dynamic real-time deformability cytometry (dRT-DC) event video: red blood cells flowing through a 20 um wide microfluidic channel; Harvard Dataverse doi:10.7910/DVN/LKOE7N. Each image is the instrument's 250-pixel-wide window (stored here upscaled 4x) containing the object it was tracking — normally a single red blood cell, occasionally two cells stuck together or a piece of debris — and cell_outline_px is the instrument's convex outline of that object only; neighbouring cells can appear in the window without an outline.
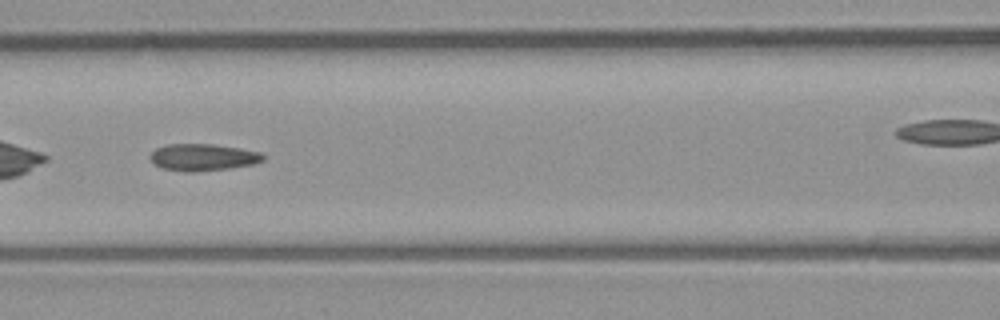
{"species": "common noctule bat (a hibernating species)", "species_latin": "Nyctalus noctula", "temperature_condition": "room temperature", "stored_images_in_passage": 52, "camera_frame_rate_fps": 3000, "um_per_image_px": 0.085, "animal": {"sex": "male", "body_mass_g": 23.1, "forearm_length_mm": 52.7}, "frame": {"image": 1, "passage_image": 22, "time_ms": 7.0, "image_size_px": [1000, 320], "cell_outline_px": [[268, 156], [264, 160], [256, 164], [228, 168], [192, 172], [184, 172], [164, 168], [156, 164], [148, 156], [156, 148], [168, 144], [212, 144], [240, 148], [260, 152]], "centroid_in_image_um": [17.3, 13.36], "position_along_channel_um": 149.3, "area_um2": 17.74}}
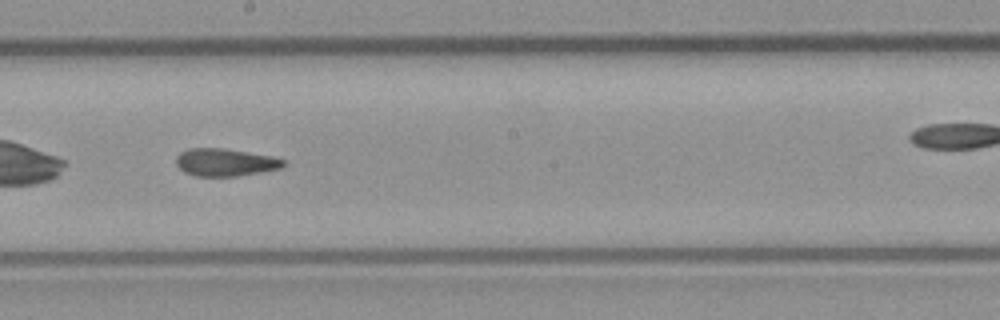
{"frame": {"image": 2, "passage_image": 28, "time_ms": 9.0, "image_size_px": [1000, 320], "cell_outline_px": [[288, 164], [280, 168], [260, 172], [236, 176], [196, 176], [184, 172], [176, 164], [176, 156], [180, 152], [188, 148], [224, 148], [272, 156], [288, 160]], "centroid_in_image_um": [19.17, 13.79], "position_along_channel_um": 229.0, "area_um2": 17.4}}
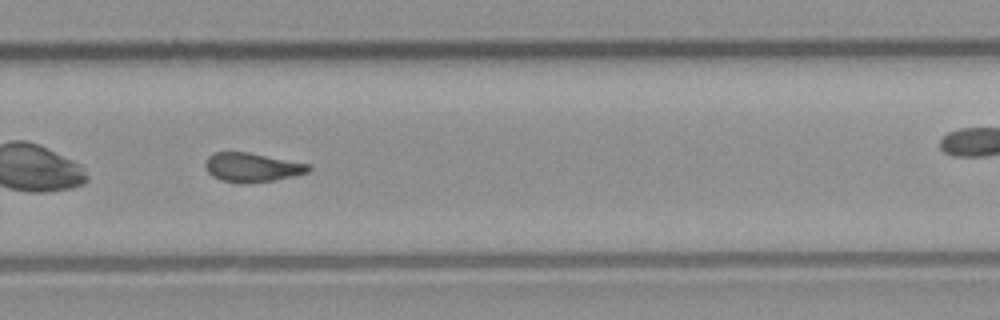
{"frame": {"image": 3, "passage_image": 34, "time_ms": 11.0, "image_size_px": [1000, 320], "cell_outline_px": [[312, 168], [308, 172], [292, 176], [272, 180], [244, 184], [240, 184], [220, 180], [212, 176], [208, 172], [204, 164], [208, 156], [216, 152], [248, 152], [312, 164]], "centroid_in_image_um": [21.42, 14.23], "position_along_channel_um": 308.4, "area_um2": 17.63}, "authors_computed_cell_mechanics": {"area_um2": 18.0336, "velocity_mm_per_s": 3.9937, "shape_relaxation_time_tau1_ms": null, "shape_relaxation_time_tau2_ms": 2.288, "deformation_change_tau1": null, "deformation_change_tau2": 0.0984}}